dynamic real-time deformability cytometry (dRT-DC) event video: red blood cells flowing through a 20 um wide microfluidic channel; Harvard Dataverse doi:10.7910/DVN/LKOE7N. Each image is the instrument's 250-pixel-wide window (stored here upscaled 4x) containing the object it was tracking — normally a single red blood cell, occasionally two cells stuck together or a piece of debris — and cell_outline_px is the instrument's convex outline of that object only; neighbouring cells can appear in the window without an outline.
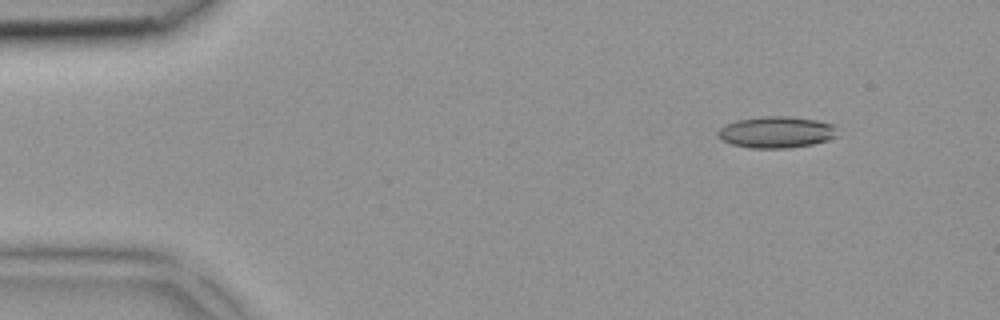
{"species": "common noctule bat (a hibernating species)", "species_latin": "Nyctalus noctula", "temperature_condition": "room temperature", "stored_images_in_passage": 3, "camera_frame_rate_fps": 3000, "um_per_image_px": 0.085, "animal": {"sex": "female", "body_mass_g": 18.4}, "frame": {"image": 1, "passage_image": 3, "time_ms": 0.667, "image_size_px": [1000, 320], "cell_outline_px": [[836, 136], [828, 140], [812, 144], [788, 148], [752, 148], [732, 144], [720, 140], [716, 136], [716, 132], [724, 124], [736, 120], [760, 116], [788, 116], [816, 120], [836, 124]], "centroid_in_image_um": [65.95, 11.22], "position_along_channel_um": 19.0, "area_um2": 22.2}}